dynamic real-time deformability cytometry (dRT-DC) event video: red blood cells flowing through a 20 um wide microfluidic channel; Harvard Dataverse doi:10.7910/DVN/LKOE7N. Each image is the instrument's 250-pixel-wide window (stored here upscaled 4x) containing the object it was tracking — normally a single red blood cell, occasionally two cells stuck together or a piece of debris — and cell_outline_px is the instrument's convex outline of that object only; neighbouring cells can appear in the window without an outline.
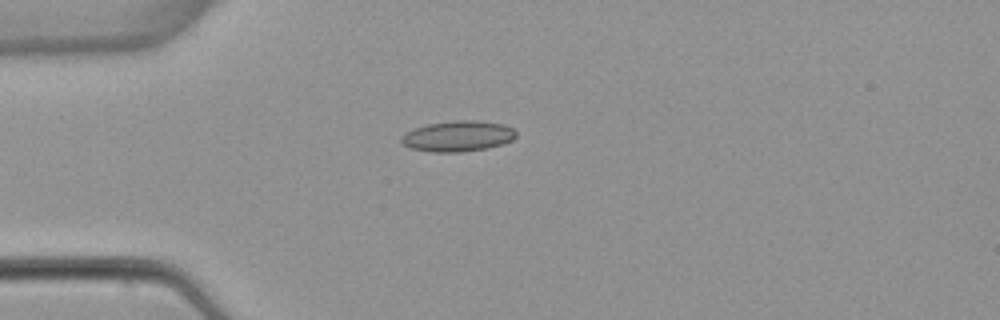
{"species": "common noctule bat (a hibernating species)", "species_latin": "Nyctalus noctula", "temperature_condition": "warm", "stored_images_in_passage": 33, "camera_frame_rate_fps": 3000, "um_per_image_px": 0.085, "animal": {"sex": "female", "body_mass_g": 22.7, "forearm_length_mm": 54.2}, "frame": {"image": 1, "passage_image": 1, "time_ms": 0.0, "image_size_px": [1000, 320], "cell_outline_px": [[516, 136], [512, 140], [488, 148], [460, 152], [432, 152], [412, 148], [404, 144], [400, 140], [400, 136], [416, 128], [428, 124], [456, 120], [476, 120], [504, 124], [512, 128], [516, 132]], "centroid_in_image_um": [38.94, 11.57], "position_along_channel_um": 46.1, "area_um2": 20.35}}
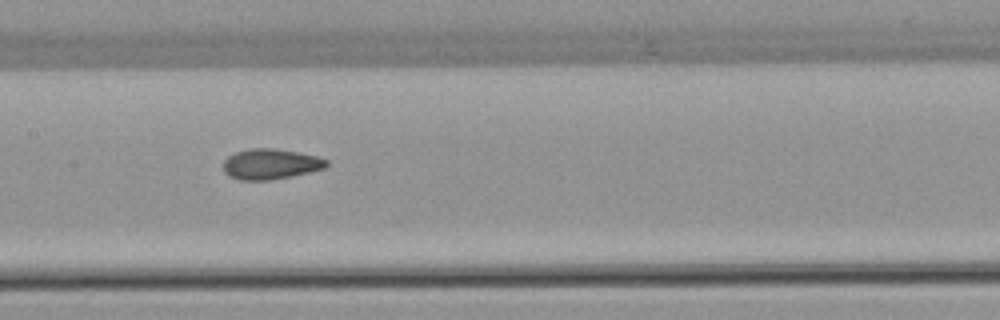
{"frame": {"image": 2, "passage_image": 13, "time_ms": 4.0, "image_size_px": [1000, 320], "cell_outline_px": [[328, 164], [324, 168], [292, 176], [272, 180], [240, 180], [228, 176], [224, 172], [224, 160], [228, 156], [236, 152], [248, 148], [276, 148], [316, 156], [328, 160]], "centroid_in_image_um": [22.97, 13.94], "position_along_channel_um": 184.4, "area_um2": 18.32}}
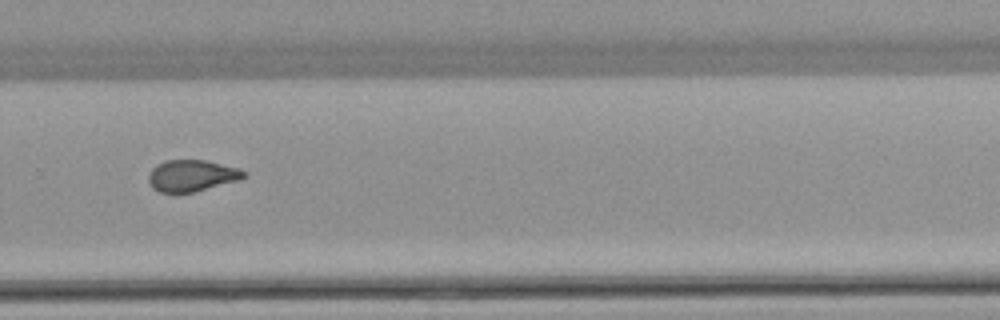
{"frame": {"image": 3, "passage_image": 23, "time_ms": 7.333, "image_size_px": [1000, 320], "cell_outline_px": [[248, 176], [240, 180], [192, 192], [160, 192], [152, 188], [148, 180], [148, 176], [152, 168], [156, 164], [168, 160], [204, 160], [240, 168], [248, 172]], "centroid_in_image_um": [16.34, 14.92], "position_along_channel_um": 313.5, "area_um2": 17.57}, "authors_computed_cell_mechanics": {"area_um2": 18.1492, "velocity_mm_per_s": 3.8858, "shape_relaxation_time_tau1_ms": null, "shape_relaxation_time_tau2_ms": 2.1307, "deformation_change_tau1": null, "deformation_change_tau2": 0.0802}}